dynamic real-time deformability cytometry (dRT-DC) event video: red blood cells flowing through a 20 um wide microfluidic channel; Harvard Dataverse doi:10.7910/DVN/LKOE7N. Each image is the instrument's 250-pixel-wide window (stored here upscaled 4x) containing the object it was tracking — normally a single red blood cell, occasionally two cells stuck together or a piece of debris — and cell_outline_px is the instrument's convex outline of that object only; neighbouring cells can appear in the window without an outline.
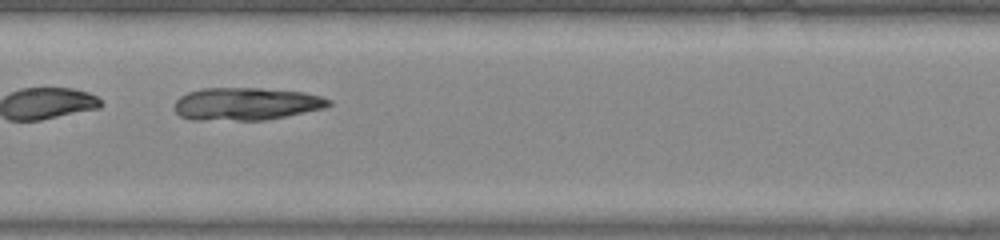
{"species": "common noctule bat (a hibernating species)", "species_latin": "Nyctalus noctula", "temperature_condition": "warm", "stored_images_in_passage": 46, "camera_frame_rate_fps": 3000, "um_per_image_px": 0.085, "animal": {"sex": "male", "body_mass_g": 20.0, "forearm_length_mm": 53.3}, "frame": {"image": 1, "passage_image": 24, "time_ms": 7.667, "image_size_px": [1000, 240], "cell_outline_px": [[332, 104], [324, 108], [264, 120], [192, 120], [180, 116], [176, 112], [176, 100], [180, 96], [188, 92], [204, 88], [260, 88], [304, 92], [320, 96], [332, 100]], "centroid_in_image_um": [20.92, 8.83], "position_along_channel_um": 186.5, "area_um2": 29.25}}
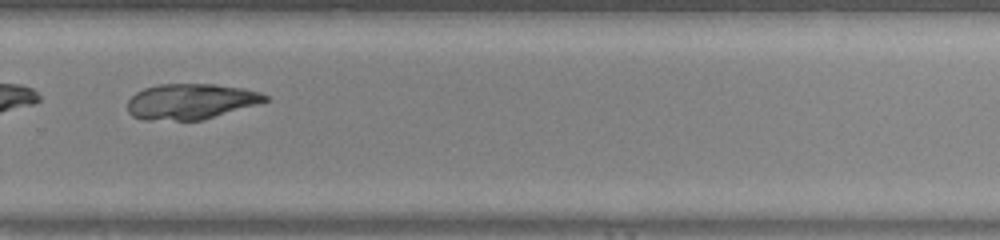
{"frame": {"image": 2, "passage_image": 33, "time_ms": 10.667, "image_size_px": [1000, 240], "cell_outline_px": [[268, 100], [256, 104], [204, 120], [144, 120], [132, 116], [128, 112], [128, 100], [136, 92], [144, 88], [160, 84], [212, 84], [244, 88], [260, 92], [268, 96]], "centroid_in_image_um": [16.19, 8.63], "position_along_channel_um": 313.6, "area_um2": 28.5}}
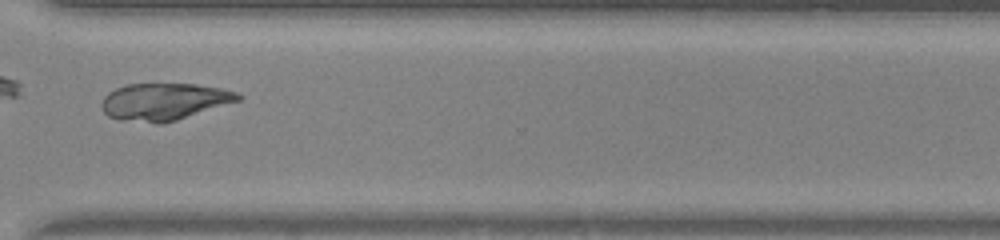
{"frame": {"image": 3, "passage_image": 36, "time_ms": 11.667, "image_size_px": [1000, 240], "cell_outline_px": [[244, 96], [240, 100], [176, 120], [160, 124], [156, 124], [120, 120], [108, 116], [100, 108], [100, 104], [104, 96], [108, 92], [116, 88], [128, 84], [196, 84], [220, 88], [236, 92]], "centroid_in_image_um": [13.91, 8.64], "position_along_channel_um": 356.7, "area_um2": 29.54}, "authors_computed_cell_mechanics": {"area_um2": 29.8826, "velocity_mm_per_s": 4.245, "shape_relaxation_time_tau1_ms": null, "shape_relaxation_time_tau2_ms": 1.4013, "deformation_change_tau1": null, "deformation_change_tau2": 0.0619}}